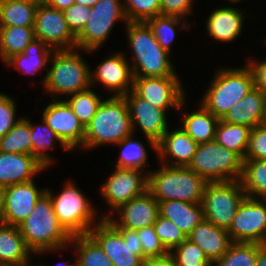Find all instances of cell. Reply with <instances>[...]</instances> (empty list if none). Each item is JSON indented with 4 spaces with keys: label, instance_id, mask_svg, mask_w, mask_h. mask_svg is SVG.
Returning <instances> with one entry per match:
<instances>
[{
    "label": "cell",
    "instance_id": "6da1fadb",
    "mask_svg": "<svg viewBox=\"0 0 266 266\" xmlns=\"http://www.w3.org/2000/svg\"><path fill=\"white\" fill-rule=\"evenodd\" d=\"M18 228L27 247L38 256L67 249L72 238L59 223L51 198L46 192Z\"/></svg>",
    "mask_w": 266,
    "mask_h": 266
},
{
    "label": "cell",
    "instance_id": "7a4b0ae2",
    "mask_svg": "<svg viewBox=\"0 0 266 266\" xmlns=\"http://www.w3.org/2000/svg\"><path fill=\"white\" fill-rule=\"evenodd\" d=\"M125 27L134 77L179 76L171 61V53L159 45L146 22H127Z\"/></svg>",
    "mask_w": 266,
    "mask_h": 266
},
{
    "label": "cell",
    "instance_id": "3957f363",
    "mask_svg": "<svg viewBox=\"0 0 266 266\" xmlns=\"http://www.w3.org/2000/svg\"><path fill=\"white\" fill-rule=\"evenodd\" d=\"M77 50H54L51 54L50 68L41 83L44 93L53 99H63V95L68 97L91 87V67Z\"/></svg>",
    "mask_w": 266,
    "mask_h": 266
},
{
    "label": "cell",
    "instance_id": "277c9868",
    "mask_svg": "<svg viewBox=\"0 0 266 266\" xmlns=\"http://www.w3.org/2000/svg\"><path fill=\"white\" fill-rule=\"evenodd\" d=\"M133 134L130 113L124 96L103 99L91 122L85 127L83 150L116 145Z\"/></svg>",
    "mask_w": 266,
    "mask_h": 266
},
{
    "label": "cell",
    "instance_id": "5b68a950",
    "mask_svg": "<svg viewBox=\"0 0 266 266\" xmlns=\"http://www.w3.org/2000/svg\"><path fill=\"white\" fill-rule=\"evenodd\" d=\"M148 173L147 191L158 201L179 200L201 203L208 181L189 167L159 163Z\"/></svg>",
    "mask_w": 266,
    "mask_h": 266
},
{
    "label": "cell",
    "instance_id": "8992f818",
    "mask_svg": "<svg viewBox=\"0 0 266 266\" xmlns=\"http://www.w3.org/2000/svg\"><path fill=\"white\" fill-rule=\"evenodd\" d=\"M254 87V76L247 64L238 68H220L214 74L200 104L215 117L222 119Z\"/></svg>",
    "mask_w": 266,
    "mask_h": 266
},
{
    "label": "cell",
    "instance_id": "52a82bcc",
    "mask_svg": "<svg viewBox=\"0 0 266 266\" xmlns=\"http://www.w3.org/2000/svg\"><path fill=\"white\" fill-rule=\"evenodd\" d=\"M75 183L66 180L62 191L57 195L48 188L46 193L50 196L54 213L64 229L71 236L87 235L103 218L97 216L99 214L97 208Z\"/></svg>",
    "mask_w": 266,
    "mask_h": 266
},
{
    "label": "cell",
    "instance_id": "ba28073f",
    "mask_svg": "<svg viewBox=\"0 0 266 266\" xmlns=\"http://www.w3.org/2000/svg\"><path fill=\"white\" fill-rule=\"evenodd\" d=\"M89 235L114 266H142L145 258L137 230L120 228L102 219L90 229Z\"/></svg>",
    "mask_w": 266,
    "mask_h": 266
},
{
    "label": "cell",
    "instance_id": "9c48e42d",
    "mask_svg": "<svg viewBox=\"0 0 266 266\" xmlns=\"http://www.w3.org/2000/svg\"><path fill=\"white\" fill-rule=\"evenodd\" d=\"M188 167L208 182L240 180L243 160L215 139L197 146Z\"/></svg>",
    "mask_w": 266,
    "mask_h": 266
},
{
    "label": "cell",
    "instance_id": "30bf717a",
    "mask_svg": "<svg viewBox=\"0 0 266 266\" xmlns=\"http://www.w3.org/2000/svg\"><path fill=\"white\" fill-rule=\"evenodd\" d=\"M119 20L125 24L128 22L123 1L99 0L91 7L90 19L76 36V48L87 54L98 51Z\"/></svg>",
    "mask_w": 266,
    "mask_h": 266
},
{
    "label": "cell",
    "instance_id": "8fae6325",
    "mask_svg": "<svg viewBox=\"0 0 266 266\" xmlns=\"http://www.w3.org/2000/svg\"><path fill=\"white\" fill-rule=\"evenodd\" d=\"M245 197L240 180L208 182L201 202L204 219L228 230Z\"/></svg>",
    "mask_w": 266,
    "mask_h": 266
},
{
    "label": "cell",
    "instance_id": "7c38bea8",
    "mask_svg": "<svg viewBox=\"0 0 266 266\" xmlns=\"http://www.w3.org/2000/svg\"><path fill=\"white\" fill-rule=\"evenodd\" d=\"M183 86L179 76L134 77L132 91L166 112L172 108L180 113L187 101Z\"/></svg>",
    "mask_w": 266,
    "mask_h": 266
},
{
    "label": "cell",
    "instance_id": "4fadbf2b",
    "mask_svg": "<svg viewBox=\"0 0 266 266\" xmlns=\"http://www.w3.org/2000/svg\"><path fill=\"white\" fill-rule=\"evenodd\" d=\"M227 231L232 242L266 244V199L245 197Z\"/></svg>",
    "mask_w": 266,
    "mask_h": 266
},
{
    "label": "cell",
    "instance_id": "5bb4252c",
    "mask_svg": "<svg viewBox=\"0 0 266 266\" xmlns=\"http://www.w3.org/2000/svg\"><path fill=\"white\" fill-rule=\"evenodd\" d=\"M100 186V193L109 212L114 213L120 206L147 191L148 174L142 170L115 167Z\"/></svg>",
    "mask_w": 266,
    "mask_h": 266
},
{
    "label": "cell",
    "instance_id": "9a60e30c",
    "mask_svg": "<svg viewBox=\"0 0 266 266\" xmlns=\"http://www.w3.org/2000/svg\"><path fill=\"white\" fill-rule=\"evenodd\" d=\"M124 97L127 101L133 133L135 134L139 128L145 135L149 147L157 154V143L169 129L167 112L138 97L132 90Z\"/></svg>",
    "mask_w": 266,
    "mask_h": 266
},
{
    "label": "cell",
    "instance_id": "2e32d148",
    "mask_svg": "<svg viewBox=\"0 0 266 266\" xmlns=\"http://www.w3.org/2000/svg\"><path fill=\"white\" fill-rule=\"evenodd\" d=\"M33 29L35 37L53 50L76 48V36L69 29L63 11H59L45 2H39Z\"/></svg>",
    "mask_w": 266,
    "mask_h": 266
},
{
    "label": "cell",
    "instance_id": "e0dca14e",
    "mask_svg": "<svg viewBox=\"0 0 266 266\" xmlns=\"http://www.w3.org/2000/svg\"><path fill=\"white\" fill-rule=\"evenodd\" d=\"M42 110V119L70 151L83 149L85 128L65 99H53Z\"/></svg>",
    "mask_w": 266,
    "mask_h": 266
},
{
    "label": "cell",
    "instance_id": "ac0fdd59",
    "mask_svg": "<svg viewBox=\"0 0 266 266\" xmlns=\"http://www.w3.org/2000/svg\"><path fill=\"white\" fill-rule=\"evenodd\" d=\"M91 87L100 83L111 96H125L132 90L133 73L130 61L123 52H114L103 59L95 70H90Z\"/></svg>",
    "mask_w": 266,
    "mask_h": 266
},
{
    "label": "cell",
    "instance_id": "d6986e66",
    "mask_svg": "<svg viewBox=\"0 0 266 266\" xmlns=\"http://www.w3.org/2000/svg\"><path fill=\"white\" fill-rule=\"evenodd\" d=\"M114 212L112 215L117 214L119 218L114 219L111 214L107 213L101 217L107 219L112 225L132 230L153 225L160 215L159 202L148 191L131 199Z\"/></svg>",
    "mask_w": 266,
    "mask_h": 266
},
{
    "label": "cell",
    "instance_id": "ffe728a7",
    "mask_svg": "<svg viewBox=\"0 0 266 266\" xmlns=\"http://www.w3.org/2000/svg\"><path fill=\"white\" fill-rule=\"evenodd\" d=\"M45 192L46 188H38L34 180L6 187L2 223L18 227Z\"/></svg>",
    "mask_w": 266,
    "mask_h": 266
},
{
    "label": "cell",
    "instance_id": "44dd1931",
    "mask_svg": "<svg viewBox=\"0 0 266 266\" xmlns=\"http://www.w3.org/2000/svg\"><path fill=\"white\" fill-rule=\"evenodd\" d=\"M198 144L180 127L168 129L157 143L159 163L169 166L188 167Z\"/></svg>",
    "mask_w": 266,
    "mask_h": 266
},
{
    "label": "cell",
    "instance_id": "7402d4cb",
    "mask_svg": "<svg viewBox=\"0 0 266 266\" xmlns=\"http://www.w3.org/2000/svg\"><path fill=\"white\" fill-rule=\"evenodd\" d=\"M47 170L34 156L0 151V186L6 188L35 180L34 175Z\"/></svg>",
    "mask_w": 266,
    "mask_h": 266
},
{
    "label": "cell",
    "instance_id": "603a6c76",
    "mask_svg": "<svg viewBox=\"0 0 266 266\" xmlns=\"http://www.w3.org/2000/svg\"><path fill=\"white\" fill-rule=\"evenodd\" d=\"M244 15L236 6L214 8L206 19L207 35L222 43L235 41L243 32Z\"/></svg>",
    "mask_w": 266,
    "mask_h": 266
},
{
    "label": "cell",
    "instance_id": "cb8c5ba5",
    "mask_svg": "<svg viewBox=\"0 0 266 266\" xmlns=\"http://www.w3.org/2000/svg\"><path fill=\"white\" fill-rule=\"evenodd\" d=\"M187 239L198 245L212 264L228 251L232 243L226 229L217 227L205 219L194 227Z\"/></svg>",
    "mask_w": 266,
    "mask_h": 266
},
{
    "label": "cell",
    "instance_id": "d4e9b609",
    "mask_svg": "<svg viewBox=\"0 0 266 266\" xmlns=\"http://www.w3.org/2000/svg\"><path fill=\"white\" fill-rule=\"evenodd\" d=\"M265 114L266 95L254 87L244 98L234 104L221 120L252 129L263 124Z\"/></svg>",
    "mask_w": 266,
    "mask_h": 266
},
{
    "label": "cell",
    "instance_id": "484cf974",
    "mask_svg": "<svg viewBox=\"0 0 266 266\" xmlns=\"http://www.w3.org/2000/svg\"><path fill=\"white\" fill-rule=\"evenodd\" d=\"M33 255L17 226L0 223V266L24 264Z\"/></svg>",
    "mask_w": 266,
    "mask_h": 266
},
{
    "label": "cell",
    "instance_id": "4316f807",
    "mask_svg": "<svg viewBox=\"0 0 266 266\" xmlns=\"http://www.w3.org/2000/svg\"><path fill=\"white\" fill-rule=\"evenodd\" d=\"M160 216L171 220L188 236L195 226L204 220L201 203H189L179 200L159 202Z\"/></svg>",
    "mask_w": 266,
    "mask_h": 266
},
{
    "label": "cell",
    "instance_id": "83f0119b",
    "mask_svg": "<svg viewBox=\"0 0 266 266\" xmlns=\"http://www.w3.org/2000/svg\"><path fill=\"white\" fill-rule=\"evenodd\" d=\"M53 51L40 39L35 38L23 53L12 56L4 65L12 66L20 73L27 75H35L37 72L42 73L43 70H48L49 59Z\"/></svg>",
    "mask_w": 266,
    "mask_h": 266
},
{
    "label": "cell",
    "instance_id": "f1b7e54d",
    "mask_svg": "<svg viewBox=\"0 0 266 266\" xmlns=\"http://www.w3.org/2000/svg\"><path fill=\"white\" fill-rule=\"evenodd\" d=\"M180 127L197 143H206L215 139L219 118L206 110L201 104L198 110L181 114Z\"/></svg>",
    "mask_w": 266,
    "mask_h": 266
},
{
    "label": "cell",
    "instance_id": "f546056e",
    "mask_svg": "<svg viewBox=\"0 0 266 266\" xmlns=\"http://www.w3.org/2000/svg\"><path fill=\"white\" fill-rule=\"evenodd\" d=\"M24 118L29 122L30 125V135L32 141V156H34L44 167L47 169L52 166L53 156L49 154L48 150L54 149L55 142L60 143L62 148L69 152L70 150L62 143L58 138L57 134L51 130L44 119H42L41 124L35 125L30 120L24 116Z\"/></svg>",
    "mask_w": 266,
    "mask_h": 266
},
{
    "label": "cell",
    "instance_id": "4dcf8cb0",
    "mask_svg": "<svg viewBox=\"0 0 266 266\" xmlns=\"http://www.w3.org/2000/svg\"><path fill=\"white\" fill-rule=\"evenodd\" d=\"M39 1L0 0V27L34 26Z\"/></svg>",
    "mask_w": 266,
    "mask_h": 266
},
{
    "label": "cell",
    "instance_id": "1f68e13d",
    "mask_svg": "<svg viewBox=\"0 0 266 266\" xmlns=\"http://www.w3.org/2000/svg\"><path fill=\"white\" fill-rule=\"evenodd\" d=\"M33 26L0 27V59L5 63L9 58L23 53L35 39Z\"/></svg>",
    "mask_w": 266,
    "mask_h": 266
},
{
    "label": "cell",
    "instance_id": "d6a6232c",
    "mask_svg": "<svg viewBox=\"0 0 266 266\" xmlns=\"http://www.w3.org/2000/svg\"><path fill=\"white\" fill-rule=\"evenodd\" d=\"M240 182L246 197L266 199V159H244Z\"/></svg>",
    "mask_w": 266,
    "mask_h": 266
},
{
    "label": "cell",
    "instance_id": "836d02e7",
    "mask_svg": "<svg viewBox=\"0 0 266 266\" xmlns=\"http://www.w3.org/2000/svg\"><path fill=\"white\" fill-rule=\"evenodd\" d=\"M251 128L219 120L215 140L230 151L245 159Z\"/></svg>",
    "mask_w": 266,
    "mask_h": 266
},
{
    "label": "cell",
    "instance_id": "e575fe53",
    "mask_svg": "<svg viewBox=\"0 0 266 266\" xmlns=\"http://www.w3.org/2000/svg\"><path fill=\"white\" fill-rule=\"evenodd\" d=\"M134 133L131 136L124 138L122 141L117 143L119 146L120 155L115 167L121 169H136L145 171L147 174L151 170L145 169L150 163L148 160V151L145 145L140 141L134 139ZM145 169V170H144Z\"/></svg>",
    "mask_w": 266,
    "mask_h": 266
},
{
    "label": "cell",
    "instance_id": "d590c367",
    "mask_svg": "<svg viewBox=\"0 0 266 266\" xmlns=\"http://www.w3.org/2000/svg\"><path fill=\"white\" fill-rule=\"evenodd\" d=\"M70 245L76 252L78 266H114L89 234L72 236Z\"/></svg>",
    "mask_w": 266,
    "mask_h": 266
},
{
    "label": "cell",
    "instance_id": "8d00e7d4",
    "mask_svg": "<svg viewBox=\"0 0 266 266\" xmlns=\"http://www.w3.org/2000/svg\"><path fill=\"white\" fill-rule=\"evenodd\" d=\"M184 18L169 15H157L146 21L148 26L151 28L155 39L158 41L159 45L171 53V44L176 38V29H190L191 23L185 22ZM181 25V26H180ZM178 26V27H177ZM177 27V28H176Z\"/></svg>",
    "mask_w": 266,
    "mask_h": 266
},
{
    "label": "cell",
    "instance_id": "74e56055",
    "mask_svg": "<svg viewBox=\"0 0 266 266\" xmlns=\"http://www.w3.org/2000/svg\"><path fill=\"white\" fill-rule=\"evenodd\" d=\"M29 122L23 117L0 139V151L32 155Z\"/></svg>",
    "mask_w": 266,
    "mask_h": 266
},
{
    "label": "cell",
    "instance_id": "f35d334b",
    "mask_svg": "<svg viewBox=\"0 0 266 266\" xmlns=\"http://www.w3.org/2000/svg\"><path fill=\"white\" fill-rule=\"evenodd\" d=\"M96 94L93 87L66 97L67 103L73 109L84 128L91 122L93 116L103 101V96Z\"/></svg>",
    "mask_w": 266,
    "mask_h": 266
},
{
    "label": "cell",
    "instance_id": "ab89813d",
    "mask_svg": "<svg viewBox=\"0 0 266 266\" xmlns=\"http://www.w3.org/2000/svg\"><path fill=\"white\" fill-rule=\"evenodd\" d=\"M258 244L232 242L228 251L213 266H255Z\"/></svg>",
    "mask_w": 266,
    "mask_h": 266
},
{
    "label": "cell",
    "instance_id": "60d3db41",
    "mask_svg": "<svg viewBox=\"0 0 266 266\" xmlns=\"http://www.w3.org/2000/svg\"><path fill=\"white\" fill-rule=\"evenodd\" d=\"M128 22H146L161 15L160 0H122Z\"/></svg>",
    "mask_w": 266,
    "mask_h": 266
},
{
    "label": "cell",
    "instance_id": "b9f144b4",
    "mask_svg": "<svg viewBox=\"0 0 266 266\" xmlns=\"http://www.w3.org/2000/svg\"><path fill=\"white\" fill-rule=\"evenodd\" d=\"M170 254L175 259L177 266H213L198 245L189 239L184 240Z\"/></svg>",
    "mask_w": 266,
    "mask_h": 266
},
{
    "label": "cell",
    "instance_id": "7bdbcfd3",
    "mask_svg": "<svg viewBox=\"0 0 266 266\" xmlns=\"http://www.w3.org/2000/svg\"><path fill=\"white\" fill-rule=\"evenodd\" d=\"M153 225L160 242L169 253L187 239L185 233L171 220L160 215Z\"/></svg>",
    "mask_w": 266,
    "mask_h": 266
},
{
    "label": "cell",
    "instance_id": "ee69618b",
    "mask_svg": "<svg viewBox=\"0 0 266 266\" xmlns=\"http://www.w3.org/2000/svg\"><path fill=\"white\" fill-rule=\"evenodd\" d=\"M141 241L143 257H161L168 252L160 242L154 230V225L146 226L137 230Z\"/></svg>",
    "mask_w": 266,
    "mask_h": 266
},
{
    "label": "cell",
    "instance_id": "f6af8a7d",
    "mask_svg": "<svg viewBox=\"0 0 266 266\" xmlns=\"http://www.w3.org/2000/svg\"><path fill=\"white\" fill-rule=\"evenodd\" d=\"M16 104L12 96L0 92V139L23 118L16 117Z\"/></svg>",
    "mask_w": 266,
    "mask_h": 266
},
{
    "label": "cell",
    "instance_id": "bcb514c9",
    "mask_svg": "<svg viewBox=\"0 0 266 266\" xmlns=\"http://www.w3.org/2000/svg\"><path fill=\"white\" fill-rule=\"evenodd\" d=\"M63 14L69 29L77 36L91 17V7L74 3Z\"/></svg>",
    "mask_w": 266,
    "mask_h": 266
},
{
    "label": "cell",
    "instance_id": "7dc6e473",
    "mask_svg": "<svg viewBox=\"0 0 266 266\" xmlns=\"http://www.w3.org/2000/svg\"><path fill=\"white\" fill-rule=\"evenodd\" d=\"M245 159H266V126L264 124L251 129Z\"/></svg>",
    "mask_w": 266,
    "mask_h": 266
},
{
    "label": "cell",
    "instance_id": "c3c4849f",
    "mask_svg": "<svg viewBox=\"0 0 266 266\" xmlns=\"http://www.w3.org/2000/svg\"><path fill=\"white\" fill-rule=\"evenodd\" d=\"M161 15L177 16L187 20L194 9V0H160Z\"/></svg>",
    "mask_w": 266,
    "mask_h": 266
},
{
    "label": "cell",
    "instance_id": "681fc988",
    "mask_svg": "<svg viewBox=\"0 0 266 266\" xmlns=\"http://www.w3.org/2000/svg\"><path fill=\"white\" fill-rule=\"evenodd\" d=\"M246 61L253 73L255 88L266 95V58L265 60H259L250 56L246 59Z\"/></svg>",
    "mask_w": 266,
    "mask_h": 266
},
{
    "label": "cell",
    "instance_id": "f907efd6",
    "mask_svg": "<svg viewBox=\"0 0 266 266\" xmlns=\"http://www.w3.org/2000/svg\"><path fill=\"white\" fill-rule=\"evenodd\" d=\"M142 266H177V264L173 256L168 252L161 257H146Z\"/></svg>",
    "mask_w": 266,
    "mask_h": 266
},
{
    "label": "cell",
    "instance_id": "816d5d0a",
    "mask_svg": "<svg viewBox=\"0 0 266 266\" xmlns=\"http://www.w3.org/2000/svg\"><path fill=\"white\" fill-rule=\"evenodd\" d=\"M44 2L59 11H64L74 4L75 0H45Z\"/></svg>",
    "mask_w": 266,
    "mask_h": 266
},
{
    "label": "cell",
    "instance_id": "f5cc1de1",
    "mask_svg": "<svg viewBox=\"0 0 266 266\" xmlns=\"http://www.w3.org/2000/svg\"><path fill=\"white\" fill-rule=\"evenodd\" d=\"M255 266H266V244H258V254Z\"/></svg>",
    "mask_w": 266,
    "mask_h": 266
},
{
    "label": "cell",
    "instance_id": "db71d44e",
    "mask_svg": "<svg viewBox=\"0 0 266 266\" xmlns=\"http://www.w3.org/2000/svg\"><path fill=\"white\" fill-rule=\"evenodd\" d=\"M5 188L0 186V223L3 221Z\"/></svg>",
    "mask_w": 266,
    "mask_h": 266
},
{
    "label": "cell",
    "instance_id": "11a10c76",
    "mask_svg": "<svg viewBox=\"0 0 266 266\" xmlns=\"http://www.w3.org/2000/svg\"><path fill=\"white\" fill-rule=\"evenodd\" d=\"M99 0H75L76 4L93 7Z\"/></svg>",
    "mask_w": 266,
    "mask_h": 266
},
{
    "label": "cell",
    "instance_id": "9f6ffc18",
    "mask_svg": "<svg viewBox=\"0 0 266 266\" xmlns=\"http://www.w3.org/2000/svg\"><path fill=\"white\" fill-rule=\"evenodd\" d=\"M56 265H59V266H78V262H77V259H75V261L73 262V263H71V261H67V262H60V264L59 263H57ZM40 266H43V265H40Z\"/></svg>",
    "mask_w": 266,
    "mask_h": 266
},
{
    "label": "cell",
    "instance_id": "6f0895ef",
    "mask_svg": "<svg viewBox=\"0 0 266 266\" xmlns=\"http://www.w3.org/2000/svg\"><path fill=\"white\" fill-rule=\"evenodd\" d=\"M12 266H37V265H32V264H31V260H30V261L27 262V263L20 264V265H12ZM38 266H40V264H39Z\"/></svg>",
    "mask_w": 266,
    "mask_h": 266
},
{
    "label": "cell",
    "instance_id": "680465c9",
    "mask_svg": "<svg viewBox=\"0 0 266 266\" xmlns=\"http://www.w3.org/2000/svg\"><path fill=\"white\" fill-rule=\"evenodd\" d=\"M230 3L234 4V3H239L240 1L242 2L243 0H228Z\"/></svg>",
    "mask_w": 266,
    "mask_h": 266
},
{
    "label": "cell",
    "instance_id": "91938a15",
    "mask_svg": "<svg viewBox=\"0 0 266 266\" xmlns=\"http://www.w3.org/2000/svg\"><path fill=\"white\" fill-rule=\"evenodd\" d=\"M263 124L266 126V114H265V119H264Z\"/></svg>",
    "mask_w": 266,
    "mask_h": 266
},
{
    "label": "cell",
    "instance_id": "94428289",
    "mask_svg": "<svg viewBox=\"0 0 266 266\" xmlns=\"http://www.w3.org/2000/svg\"><path fill=\"white\" fill-rule=\"evenodd\" d=\"M22 1H39V0H22Z\"/></svg>",
    "mask_w": 266,
    "mask_h": 266
}]
</instances>
